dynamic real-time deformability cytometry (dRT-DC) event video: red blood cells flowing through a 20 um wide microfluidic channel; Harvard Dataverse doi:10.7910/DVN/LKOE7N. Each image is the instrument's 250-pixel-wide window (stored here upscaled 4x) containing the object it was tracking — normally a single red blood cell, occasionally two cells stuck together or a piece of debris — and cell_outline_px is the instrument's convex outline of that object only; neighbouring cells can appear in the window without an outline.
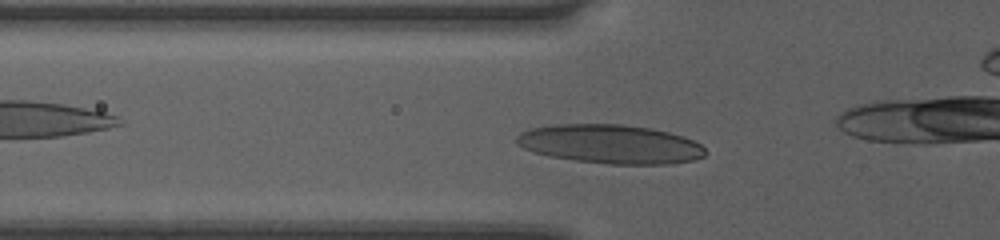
{"species": "human", "species_latin": "Homo sapiens", "temperature_condition": "room temperature", "stored_images_in_passage": 33, "camera_frame_rate_fps": 3000, "um_per_image_px": 0.085, "donor": {"sex": "female"}, "frame": {"image": 1, "passage_image": 9, "time_ms": 2.667, "image_size_px": [1000, 240], "cell_outline_px": [[708, 152], [704, 156], [692, 160], [668, 164], [608, 164], [576, 160], [552, 156], [532, 152], [516, 144], [516, 136], [520, 132], [532, 128], [556, 124], [620, 124], [648, 128], [668, 132], [684, 136], [700, 144]], "centroid_in_image_um": [51.87, 12.25], "position_along_channel_um": 73.9, "area_um2": 42.71}}
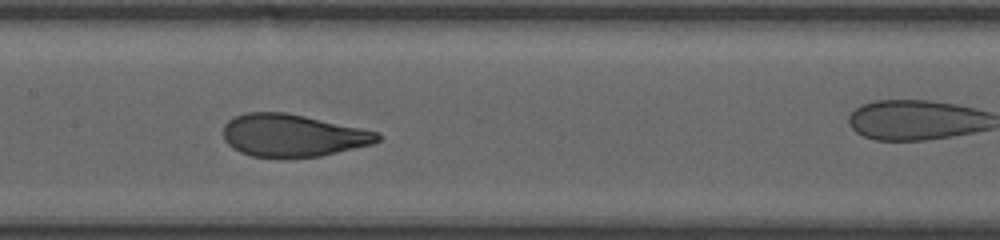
{"frame": {"image": 2, "passage_image": 17, "time_ms": 5.333, "image_size_px": [1000, 240], "cell_outline_px": [[380, 140], [372, 144], [320, 156], [284, 160], [252, 156], [240, 152], [232, 148], [224, 140], [224, 124], [228, 120], [236, 116], [248, 112], [284, 112], [304, 116], [380, 132]], "centroid_in_image_um": [24.85, 11.54], "position_along_channel_um": 182.5, "area_um2": 38.61}}
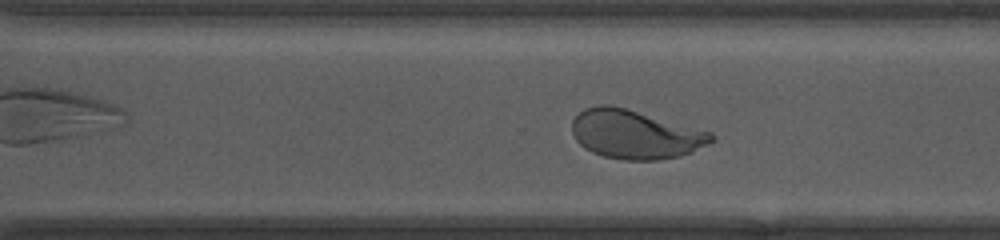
{"frame": {"image": 3, "passage_image": 27, "time_ms": 8.667, "image_size_px": [1000, 240], "cell_outline_px": [[712, 140], [708, 144], [692, 152], [680, 156], [656, 160], [624, 160], [604, 156], [592, 152], [584, 148], [576, 140], [572, 132], [572, 120], [584, 108], [600, 104], [608, 104], [624, 108], [712, 132]], "centroid_in_image_um": [53.96, 11.42], "position_along_channel_um": 316.6, "area_um2": 39.36}}